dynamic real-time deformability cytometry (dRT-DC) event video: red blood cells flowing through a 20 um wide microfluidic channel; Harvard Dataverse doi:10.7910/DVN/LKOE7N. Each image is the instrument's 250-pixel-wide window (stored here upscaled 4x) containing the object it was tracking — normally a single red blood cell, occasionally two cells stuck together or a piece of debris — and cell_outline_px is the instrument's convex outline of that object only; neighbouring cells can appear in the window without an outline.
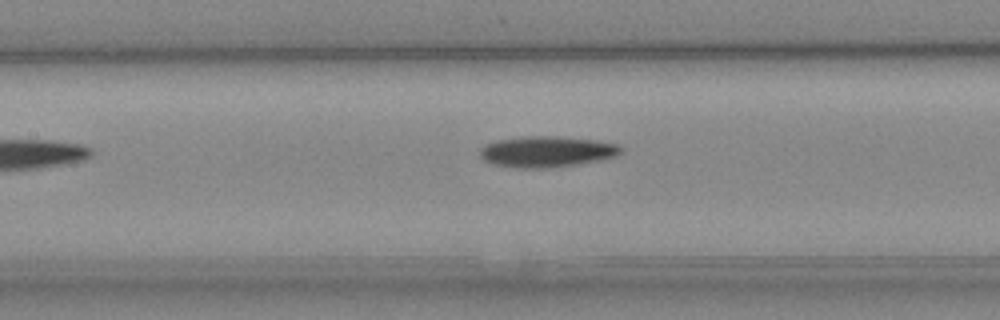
{"species": "Egyptian fruit bat (a non-hibernating species)", "species_latin": "Rousettus aegyptiacus", "temperature_condition": "cold", "stored_images_in_passage": 5, "camera_frame_rate_fps": 3000, "um_per_image_px": 0.085, "animal": {"sex": "female"}, "frame": {"image": 1, "passage_image": 4, "time_ms": 3.667, "image_size_px": [1000, 320], "cell_outline_px": [[620, 152], [616, 156], [600, 160], [576, 164], [548, 168], [516, 168], [492, 164], [484, 160], [480, 156], [480, 148], [484, 144], [496, 140], [520, 136], [556, 136], [596, 140], [620, 144]], "centroid_in_image_um": [46.43, 12.88], "position_along_channel_um": 161.0, "area_um2": 25.61}}
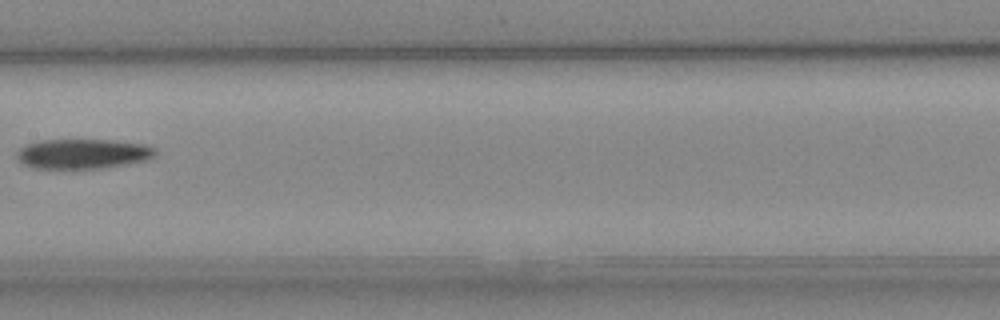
{"frame": {"image": 2, "passage_image": 5, "time_ms": 4.667, "image_size_px": [1000, 320], "cell_outline_px": [[156, 156], [148, 160], [128, 164], [104, 168], [32, 168], [16, 160], [16, 152], [20, 148], [28, 144], [40, 140], [112, 140], [148, 144], [156, 148]], "centroid_in_image_um": [7.08, 13.07], "position_along_channel_um": 200.3, "area_um2": 24.39}}